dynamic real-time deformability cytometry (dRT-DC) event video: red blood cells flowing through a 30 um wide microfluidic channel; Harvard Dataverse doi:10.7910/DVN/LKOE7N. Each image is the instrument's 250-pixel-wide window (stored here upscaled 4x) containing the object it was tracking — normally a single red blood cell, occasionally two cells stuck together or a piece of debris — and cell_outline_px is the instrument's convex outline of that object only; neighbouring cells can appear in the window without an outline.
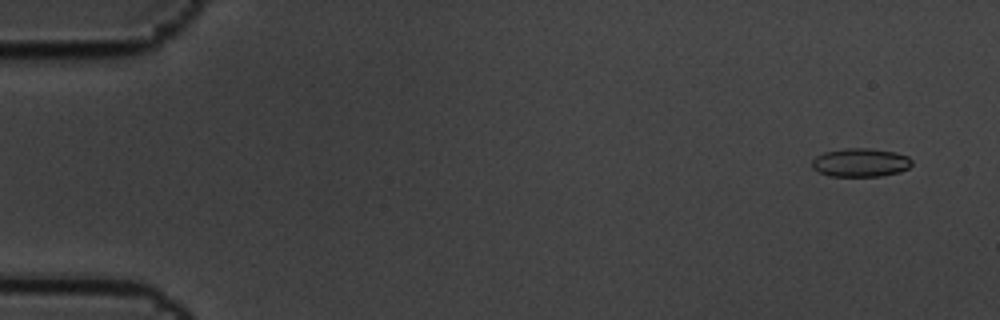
{"species": "common noctule bat (a hibernating species)", "species_latin": "Nyctalus noctula", "temperature_condition": "cold", "stored_images_in_passage": 5, "camera_frame_rate_fps": 3000, "um_per_image_px": 0.085, "animal": {"sex": "male", "body_mass_g": 19.5, "forearm_length_mm": 54.6}, "frame": {"image": 1, "passage_image": 1, "time_ms": 0.0, "image_size_px": [1000, 320], "cell_outline_px": [[912, 164], [908, 168], [900, 172], [880, 176], [828, 176], [812, 168], [812, 160], [816, 156], [824, 152], [844, 148], [868, 148], [896, 152], [908, 156], [912, 160]], "centroid_in_image_um": [73.15, 13.81], "position_along_channel_um": 11.9, "area_um2": 16.7}}